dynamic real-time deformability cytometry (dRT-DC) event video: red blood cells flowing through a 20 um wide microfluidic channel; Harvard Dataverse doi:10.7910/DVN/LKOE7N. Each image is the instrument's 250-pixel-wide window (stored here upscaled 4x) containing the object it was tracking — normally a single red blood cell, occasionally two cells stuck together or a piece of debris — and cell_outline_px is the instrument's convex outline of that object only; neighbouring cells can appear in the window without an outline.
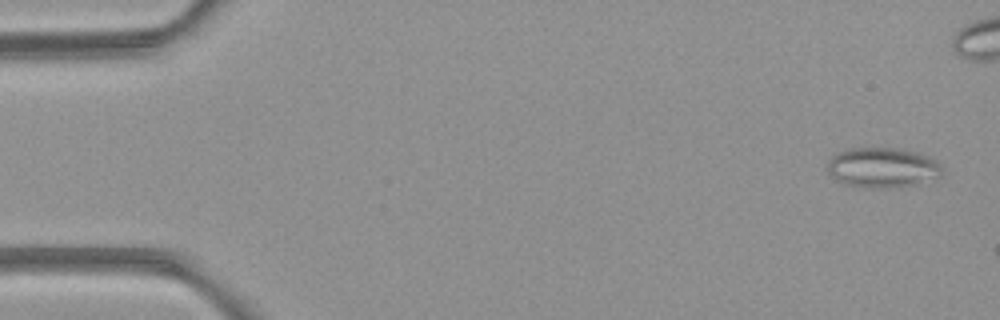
{"species": "common noctule bat (a hibernating species)", "species_latin": "Nyctalus noctula", "temperature_condition": "room temperature", "stored_images_in_passage": 3, "camera_frame_rate_fps": 3000, "um_per_image_px": 0.085, "animal": {"sex": "female", "body_mass_g": 21.9}, "frame": {"image": 1, "passage_image": 1, "time_ms": 0.0, "image_size_px": [1000, 320], "cell_outline_px": [[944, 168], [940, 176], [908, 184], [880, 188], [868, 188], [844, 184], [836, 180], [828, 172], [828, 160], [832, 156], [840, 152], [852, 148], [896, 148], [916, 152], [928, 156], [936, 160]], "centroid_in_image_um": [74.98, 14.23], "position_along_channel_um": 10.0, "area_um2": 26.3}}